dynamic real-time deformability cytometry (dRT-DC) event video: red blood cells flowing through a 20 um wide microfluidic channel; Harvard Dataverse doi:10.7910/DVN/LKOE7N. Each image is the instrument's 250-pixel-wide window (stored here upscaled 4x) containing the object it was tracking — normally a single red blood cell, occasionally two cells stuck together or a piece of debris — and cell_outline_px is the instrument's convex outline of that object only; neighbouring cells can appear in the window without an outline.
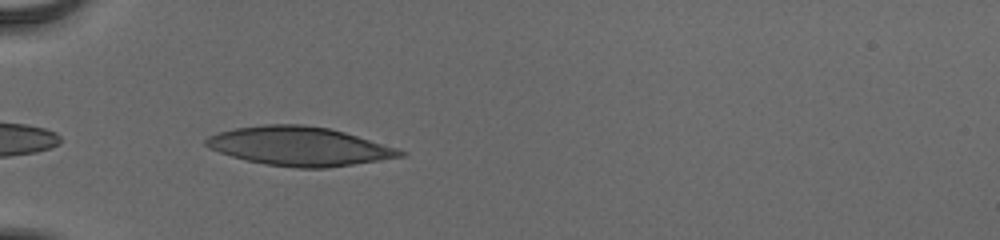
{"species": "human", "species_latin": "Homo sapiens", "temperature_condition": "cold", "stored_images_in_passage": 19, "camera_frame_rate_fps": 3000, "um_per_image_px": 0.085, "donor": {"sex": "male"}, "frame": {"image": 1, "passage_image": 2, "time_ms": 0.333, "image_size_px": [1000, 240], "cell_outline_px": [[408, 152], [404, 156], [328, 168], [296, 168], [264, 164], [232, 156], [208, 148], [204, 144], [204, 140], [208, 136], [220, 132], [236, 128], [264, 124], [304, 124], [328, 128], [344, 132], [396, 148]], "centroid_in_image_um": [25.42, 12.43], "position_along_channel_um": 59.6, "area_um2": 43.75}}
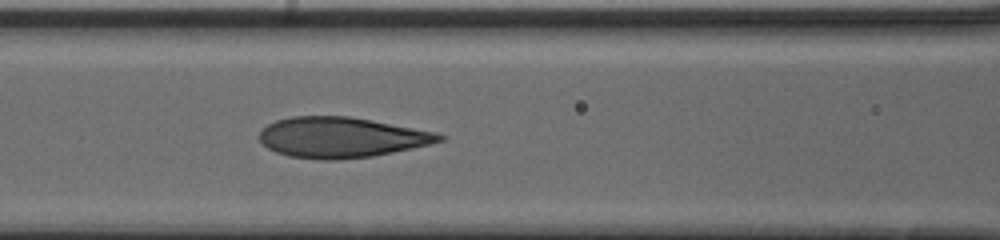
{"frame": {"image": 2, "passage_image": 9, "time_ms": 2.667, "image_size_px": [1000, 240], "cell_outline_px": [[448, 136], [444, 140], [412, 148], [372, 156], [336, 160], [324, 160], [288, 156], [276, 152], [268, 148], [260, 140], [260, 132], [268, 124], [276, 120], [292, 116], [348, 116], [436, 132]], "centroid_in_image_um": [29.01, 11.68], "position_along_channel_um": 137.6, "area_um2": 42.14}}
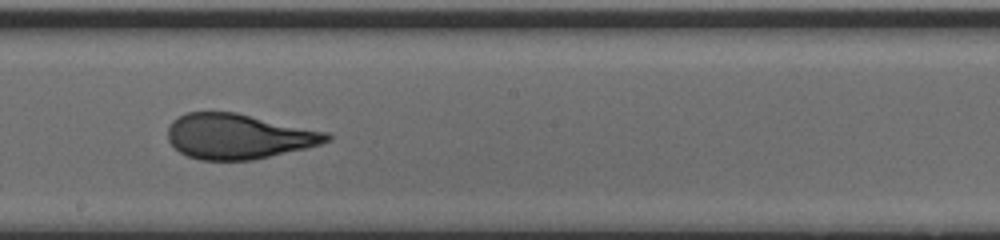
{"frame": {"image": 3, "passage_image": 16, "time_ms": 5.0, "image_size_px": [1000, 240], "cell_outline_px": [[332, 140], [320, 144], [304, 148], [252, 160], [200, 160], [188, 156], [180, 152], [168, 140], [168, 128], [172, 120], [188, 112], [236, 112], [328, 132], [332, 136]], "centroid_in_image_um": [20.27, 11.59], "position_along_channel_um": 227.9, "area_um2": 41.62}}